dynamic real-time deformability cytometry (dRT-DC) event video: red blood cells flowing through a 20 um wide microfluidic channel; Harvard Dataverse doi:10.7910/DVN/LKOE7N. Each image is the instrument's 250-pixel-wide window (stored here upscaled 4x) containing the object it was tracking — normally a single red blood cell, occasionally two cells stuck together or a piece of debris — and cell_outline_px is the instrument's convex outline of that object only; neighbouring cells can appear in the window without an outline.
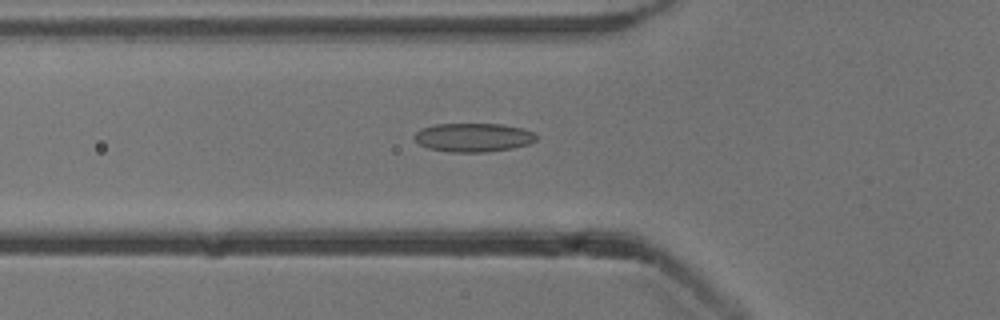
{"species": "common noctule bat (a hibernating species)", "species_latin": "Nyctalus noctula", "temperature_condition": "cold", "stored_images_in_passage": 38, "camera_frame_rate_fps": 3000, "um_per_image_px": 0.085, "animal": {"sex": "male", "body_mass_g": 13.3}, "frame": {"image": 1, "passage_image": 5, "time_ms": 1.333, "image_size_px": [1000, 320], "cell_outline_px": [[536, 140], [528, 144], [512, 148], [488, 152], [452, 152], [428, 148], [420, 144], [412, 136], [420, 128], [436, 124], [504, 124], [524, 128], [532, 132], [536, 136]], "centroid_in_image_um": [40.22, 11.67], "position_along_channel_um": 85.6, "area_um2": 20.46}}
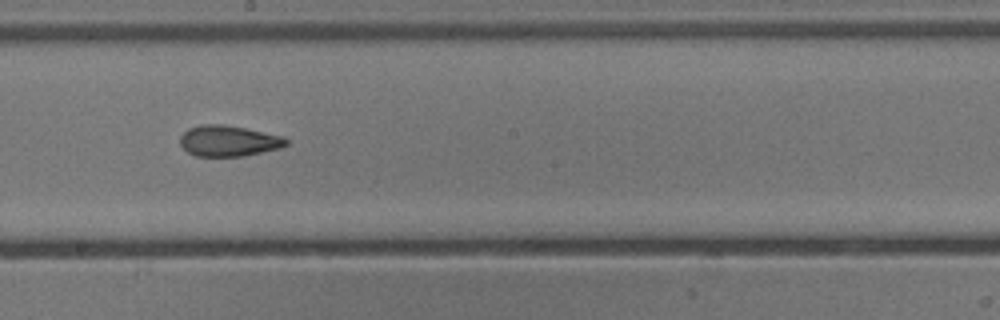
{"frame": {"image": 2, "passage_image": 16, "time_ms": 5.0, "image_size_px": [1000, 320], "cell_outline_px": [[288, 144], [280, 148], [244, 156], [196, 156], [188, 152], [180, 144], [180, 136], [188, 128], [200, 124], [220, 124], [244, 128], [284, 136], [288, 140]], "centroid_in_image_um": [19.43, 11.97], "position_along_channel_um": 228.8, "area_um2": 19.07}}
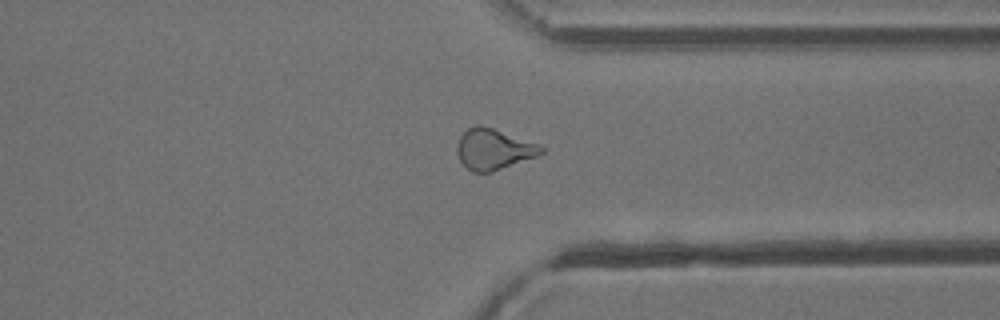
{"frame": {"image": 3, "passage_image": 27, "time_ms": 8.667, "image_size_px": [1000, 320], "cell_outline_px": [[544, 152], [536, 156], [492, 172], [472, 172], [460, 160], [456, 152], [456, 148], [460, 136], [468, 128], [476, 124], [480, 124], [540, 144], [544, 148]], "centroid_in_image_um": [41.95, 12.67], "position_along_channel_um": 369.5, "area_um2": 19.88}}